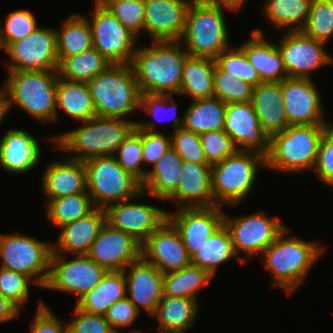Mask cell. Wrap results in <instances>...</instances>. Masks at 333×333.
Instances as JSON below:
<instances>
[{
  "label": "cell",
  "mask_w": 333,
  "mask_h": 333,
  "mask_svg": "<svg viewBox=\"0 0 333 333\" xmlns=\"http://www.w3.org/2000/svg\"><path fill=\"white\" fill-rule=\"evenodd\" d=\"M180 44V40H163L136 47L131 66L141 93L179 94L183 63L189 56Z\"/></svg>",
  "instance_id": "6da1fadb"
},
{
  "label": "cell",
  "mask_w": 333,
  "mask_h": 333,
  "mask_svg": "<svg viewBox=\"0 0 333 333\" xmlns=\"http://www.w3.org/2000/svg\"><path fill=\"white\" fill-rule=\"evenodd\" d=\"M82 126L51 139L56 149L71 152L76 155L66 156L77 161L85 162L89 159L115 155L119 145L136 128V122L123 118L94 117L82 121Z\"/></svg>",
  "instance_id": "7a4b0ae2"
},
{
  "label": "cell",
  "mask_w": 333,
  "mask_h": 333,
  "mask_svg": "<svg viewBox=\"0 0 333 333\" xmlns=\"http://www.w3.org/2000/svg\"><path fill=\"white\" fill-rule=\"evenodd\" d=\"M286 227L262 253L265 268L270 271L273 286L280 287L287 294L294 292L309 274L316 260L324 252L317 242L304 241L289 236Z\"/></svg>",
  "instance_id": "3957f363"
},
{
  "label": "cell",
  "mask_w": 333,
  "mask_h": 333,
  "mask_svg": "<svg viewBox=\"0 0 333 333\" xmlns=\"http://www.w3.org/2000/svg\"><path fill=\"white\" fill-rule=\"evenodd\" d=\"M224 8L235 10L218 3L193 0L187 13L185 32L180 39L189 56L215 60L229 48Z\"/></svg>",
  "instance_id": "277c9868"
},
{
  "label": "cell",
  "mask_w": 333,
  "mask_h": 333,
  "mask_svg": "<svg viewBox=\"0 0 333 333\" xmlns=\"http://www.w3.org/2000/svg\"><path fill=\"white\" fill-rule=\"evenodd\" d=\"M86 84L98 117L125 119L140 108L142 93L131 64H111Z\"/></svg>",
  "instance_id": "5b68a950"
},
{
  "label": "cell",
  "mask_w": 333,
  "mask_h": 333,
  "mask_svg": "<svg viewBox=\"0 0 333 333\" xmlns=\"http://www.w3.org/2000/svg\"><path fill=\"white\" fill-rule=\"evenodd\" d=\"M8 72L2 89L9 108L16 104L33 119L55 122L58 70Z\"/></svg>",
  "instance_id": "8992f818"
},
{
  "label": "cell",
  "mask_w": 333,
  "mask_h": 333,
  "mask_svg": "<svg viewBox=\"0 0 333 333\" xmlns=\"http://www.w3.org/2000/svg\"><path fill=\"white\" fill-rule=\"evenodd\" d=\"M330 125H289L271 136L266 167L278 172L314 169L319 144Z\"/></svg>",
  "instance_id": "52a82bcc"
},
{
  "label": "cell",
  "mask_w": 333,
  "mask_h": 333,
  "mask_svg": "<svg viewBox=\"0 0 333 333\" xmlns=\"http://www.w3.org/2000/svg\"><path fill=\"white\" fill-rule=\"evenodd\" d=\"M260 167H266L265 157L260 153L244 150H238L211 166L215 206H234L244 201L243 198L253 189Z\"/></svg>",
  "instance_id": "ba28073f"
},
{
  "label": "cell",
  "mask_w": 333,
  "mask_h": 333,
  "mask_svg": "<svg viewBox=\"0 0 333 333\" xmlns=\"http://www.w3.org/2000/svg\"><path fill=\"white\" fill-rule=\"evenodd\" d=\"M84 164L87 172V192L95 207L105 209L110 204L144 195L142 183L125 171L114 155L92 158Z\"/></svg>",
  "instance_id": "9c48e42d"
},
{
  "label": "cell",
  "mask_w": 333,
  "mask_h": 333,
  "mask_svg": "<svg viewBox=\"0 0 333 333\" xmlns=\"http://www.w3.org/2000/svg\"><path fill=\"white\" fill-rule=\"evenodd\" d=\"M52 252L53 243L18 233L0 234V267L30 277L40 288L47 283Z\"/></svg>",
  "instance_id": "30bf717a"
},
{
  "label": "cell",
  "mask_w": 333,
  "mask_h": 333,
  "mask_svg": "<svg viewBox=\"0 0 333 333\" xmlns=\"http://www.w3.org/2000/svg\"><path fill=\"white\" fill-rule=\"evenodd\" d=\"M65 261V255L52 253L50 271L44 288L74 294L79 298L95 288L108 272L88 255H74Z\"/></svg>",
  "instance_id": "8fae6325"
},
{
  "label": "cell",
  "mask_w": 333,
  "mask_h": 333,
  "mask_svg": "<svg viewBox=\"0 0 333 333\" xmlns=\"http://www.w3.org/2000/svg\"><path fill=\"white\" fill-rule=\"evenodd\" d=\"M4 51L11 57L6 62L7 71L58 70L57 33L54 29L39 26L23 39L9 44Z\"/></svg>",
  "instance_id": "7c38bea8"
},
{
  "label": "cell",
  "mask_w": 333,
  "mask_h": 333,
  "mask_svg": "<svg viewBox=\"0 0 333 333\" xmlns=\"http://www.w3.org/2000/svg\"><path fill=\"white\" fill-rule=\"evenodd\" d=\"M224 224L229 229L234 249L240 263H246L239 257V251L252 258L272 244L278 235L286 228L280 223L279 217H268L261 211L245 216L229 217L226 213Z\"/></svg>",
  "instance_id": "4fadbf2b"
},
{
  "label": "cell",
  "mask_w": 333,
  "mask_h": 333,
  "mask_svg": "<svg viewBox=\"0 0 333 333\" xmlns=\"http://www.w3.org/2000/svg\"><path fill=\"white\" fill-rule=\"evenodd\" d=\"M93 10V17L88 20L93 48L112 64H131L136 51V36L105 6L94 4Z\"/></svg>",
  "instance_id": "5bb4252c"
},
{
  "label": "cell",
  "mask_w": 333,
  "mask_h": 333,
  "mask_svg": "<svg viewBox=\"0 0 333 333\" xmlns=\"http://www.w3.org/2000/svg\"><path fill=\"white\" fill-rule=\"evenodd\" d=\"M283 34L277 47L289 78H310L315 69L333 62L325 51V42L309 38L302 31H286Z\"/></svg>",
  "instance_id": "9a60e30c"
},
{
  "label": "cell",
  "mask_w": 333,
  "mask_h": 333,
  "mask_svg": "<svg viewBox=\"0 0 333 333\" xmlns=\"http://www.w3.org/2000/svg\"><path fill=\"white\" fill-rule=\"evenodd\" d=\"M223 131L234 141L238 150L254 151L264 157L270 152L271 136L260 125L251 102L226 104Z\"/></svg>",
  "instance_id": "2e32d148"
},
{
  "label": "cell",
  "mask_w": 333,
  "mask_h": 333,
  "mask_svg": "<svg viewBox=\"0 0 333 333\" xmlns=\"http://www.w3.org/2000/svg\"><path fill=\"white\" fill-rule=\"evenodd\" d=\"M131 200L134 199L108 205L105 208L106 222L142 244L167 220L168 211Z\"/></svg>",
  "instance_id": "e0dca14e"
},
{
  "label": "cell",
  "mask_w": 333,
  "mask_h": 333,
  "mask_svg": "<svg viewBox=\"0 0 333 333\" xmlns=\"http://www.w3.org/2000/svg\"><path fill=\"white\" fill-rule=\"evenodd\" d=\"M284 109L289 125H330L324 120L320 93L312 78L282 81Z\"/></svg>",
  "instance_id": "ac0fdd59"
},
{
  "label": "cell",
  "mask_w": 333,
  "mask_h": 333,
  "mask_svg": "<svg viewBox=\"0 0 333 333\" xmlns=\"http://www.w3.org/2000/svg\"><path fill=\"white\" fill-rule=\"evenodd\" d=\"M221 209L213 206L167 212V220L179 232L190 257L224 224L225 213Z\"/></svg>",
  "instance_id": "d6986e66"
},
{
  "label": "cell",
  "mask_w": 333,
  "mask_h": 333,
  "mask_svg": "<svg viewBox=\"0 0 333 333\" xmlns=\"http://www.w3.org/2000/svg\"><path fill=\"white\" fill-rule=\"evenodd\" d=\"M141 247L134 237L106 222L87 255L107 271H123L141 257Z\"/></svg>",
  "instance_id": "ffe728a7"
},
{
  "label": "cell",
  "mask_w": 333,
  "mask_h": 333,
  "mask_svg": "<svg viewBox=\"0 0 333 333\" xmlns=\"http://www.w3.org/2000/svg\"><path fill=\"white\" fill-rule=\"evenodd\" d=\"M141 256L163 274L179 271L191 264L179 232L168 220L142 243Z\"/></svg>",
  "instance_id": "44dd1931"
},
{
  "label": "cell",
  "mask_w": 333,
  "mask_h": 333,
  "mask_svg": "<svg viewBox=\"0 0 333 333\" xmlns=\"http://www.w3.org/2000/svg\"><path fill=\"white\" fill-rule=\"evenodd\" d=\"M193 0H144V31L152 41L180 40Z\"/></svg>",
  "instance_id": "7402d4cb"
},
{
  "label": "cell",
  "mask_w": 333,
  "mask_h": 333,
  "mask_svg": "<svg viewBox=\"0 0 333 333\" xmlns=\"http://www.w3.org/2000/svg\"><path fill=\"white\" fill-rule=\"evenodd\" d=\"M128 270L127 272H125ZM126 295L137 310L145 309L151 316L163 298L164 274L142 256L124 270ZM142 308V309H141Z\"/></svg>",
  "instance_id": "603a6c76"
},
{
  "label": "cell",
  "mask_w": 333,
  "mask_h": 333,
  "mask_svg": "<svg viewBox=\"0 0 333 333\" xmlns=\"http://www.w3.org/2000/svg\"><path fill=\"white\" fill-rule=\"evenodd\" d=\"M176 192L168 199L180 208L215 206L212 193L211 166L183 161Z\"/></svg>",
  "instance_id": "cb8c5ba5"
},
{
  "label": "cell",
  "mask_w": 333,
  "mask_h": 333,
  "mask_svg": "<svg viewBox=\"0 0 333 333\" xmlns=\"http://www.w3.org/2000/svg\"><path fill=\"white\" fill-rule=\"evenodd\" d=\"M42 182L43 193L47 196L46 203L63 196L88 193L84 162L69 157L62 162H49Z\"/></svg>",
  "instance_id": "d4e9b609"
},
{
  "label": "cell",
  "mask_w": 333,
  "mask_h": 333,
  "mask_svg": "<svg viewBox=\"0 0 333 333\" xmlns=\"http://www.w3.org/2000/svg\"><path fill=\"white\" fill-rule=\"evenodd\" d=\"M105 223V209L96 207L88 215L63 225L52 253L87 255Z\"/></svg>",
  "instance_id": "484cf974"
},
{
  "label": "cell",
  "mask_w": 333,
  "mask_h": 333,
  "mask_svg": "<svg viewBox=\"0 0 333 333\" xmlns=\"http://www.w3.org/2000/svg\"><path fill=\"white\" fill-rule=\"evenodd\" d=\"M40 144L25 130H9L0 140V165L11 173L32 170L40 159Z\"/></svg>",
  "instance_id": "4316f807"
},
{
  "label": "cell",
  "mask_w": 333,
  "mask_h": 333,
  "mask_svg": "<svg viewBox=\"0 0 333 333\" xmlns=\"http://www.w3.org/2000/svg\"><path fill=\"white\" fill-rule=\"evenodd\" d=\"M261 29H254L251 37L240 47L256 69L261 82H282L288 78L282 54L277 44L266 40Z\"/></svg>",
  "instance_id": "83f0119b"
},
{
  "label": "cell",
  "mask_w": 333,
  "mask_h": 333,
  "mask_svg": "<svg viewBox=\"0 0 333 333\" xmlns=\"http://www.w3.org/2000/svg\"><path fill=\"white\" fill-rule=\"evenodd\" d=\"M254 111L262 128L270 135L289 126L284 109L282 82H261L253 89Z\"/></svg>",
  "instance_id": "f1b7e54d"
},
{
  "label": "cell",
  "mask_w": 333,
  "mask_h": 333,
  "mask_svg": "<svg viewBox=\"0 0 333 333\" xmlns=\"http://www.w3.org/2000/svg\"><path fill=\"white\" fill-rule=\"evenodd\" d=\"M182 163V158L170 147L147 172L142 183L144 195L168 200L176 192Z\"/></svg>",
  "instance_id": "f546056e"
},
{
  "label": "cell",
  "mask_w": 333,
  "mask_h": 333,
  "mask_svg": "<svg viewBox=\"0 0 333 333\" xmlns=\"http://www.w3.org/2000/svg\"><path fill=\"white\" fill-rule=\"evenodd\" d=\"M198 305L192 298L163 296L152 317L157 319L160 333H184L197 320Z\"/></svg>",
  "instance_id": "4dcf8cb0"
},
{
  "label": "cell",
  "mask_w": 333,
  "mask_h": 333,
  "mask_svg": "<svg viewBox=\"0 0 333 333\" xmlns=\"http://www.w3.org/2000/svg\"><path fill=\"white\" fill-rule=\"evenodd\" d=\"M126 295L124 271H108L100 283L81 297L75 306L90 314L105 315L113 303Z\"/></svg>",
  "instance_id": "1f68e13d"
},
{
  "label": "cell",
  "mask_w": 333,
  "mask_h": 333,
  "mask_svg": "<svg viewBox=\"0 0 333 333\" xmlns=\"http://www.w3.org/2000/svg\"><path fill=\"white\" fill-rule=\"evenodd\" d=\"M215 60L188 56L182 67L180 95L192 101L214 97Z\"/></svg>",
  "instance_id": "d6a6232c"
},
{
  "label": "cell",
  "mask_w": 333,
  "mask_h": 333,
  "mask_svg": "<svg viewBox=\"0 0 333 333\" xmlns=\"http://www.w3.org/2000/svg\"><path fill=\"white\" fill-rule=\"evenodd\" d=\"M58 107L76 121H87L96 117L93 100L86 83L58 78L56 90V120Z\"/></svg>",
  "instance_id": "836d02e7"
},
{
  "label": "cell",
  "mask_w": 333,
  "mask_h": 333,
  "mask_svg": "<svg viewBox=\"0 0 333 333\" xmlns=\"http://www.w3.org/2000/svg\"><path fill=\"white\" fill-rule=\"evenodd\" d=\"M183 128L202 134L206 131L223 130L226 103L217 97L194 100L184 113Z\"/></svg>",
  "instance_id": "e575fe53"
},
{
  "label": "cell",
  "mask_w": 333,
  "mask_h": 333,
  "mask_svg": "<svg viewBox=\"0 0 333 333\" xmlns=\"http://www.w3.org/2000/svg\"><path fill=\"white\" fill-rule=\"evenodd\" d=\"M237 254L234 249L229 229L223 224L205 243L191 256V264L208 271L213 277L222 263L231 260Z\"/></svg>",
  "instance_id": "d590c367"
},
{
  "label": "cell",
  "mask_w": 333,
  "mask_h": 333,
  "mask_svg": "<svg viewBox=\"0 0 333 333\" xmlns=\"http://www.w3.org/2000/svg\"><path fill=\"white\" fill-rule=\"evenodd\" d=\"M60 29H56L59 63L93 47L91 27L83 15H70Z\"/></svg>",
  "instance_id": "8d00e7d4"
},
{
  "label": "cell",
  "mask_w": 333,
  "mask_h": 333,
  "mask_svg": "<svg viewBox=\"0 0 333 333\" xmlns=\"http://www.w3.org/2000/svg\"><path fill=\"white\" fill-rule=\"evenodd\" d=\"M111 64L92 47L77 55L64 58L58 65V75L63 80L87 83Z\"/></svg>",
  "instance_id": "74e56055"
},
{
  "label": "cell",
  "mask_w": 333,
  "mask_h": 333,
  "mask_svg": "<svg viewBox=\"0 0 333 333\" xmlns=\"http://www.w3.org/2000/svg\"><path fill=\"white\" fill-rule=\"evenodd\" d=\"M312 0H266L263 13L276 28L302 31L308 21Z\"/></svg>",
  "instance_id": "f35d334b"
},
{
  "label": "cell",
  "mask_w": 333,
  "mask_h": 333,
  "mask_svg": "<svg viewBox=\"0 0 333 333\" xmlns=\"http://www.w3.org/2000/svg\"><path fill=\"white\" fill-rule=\"evenodd\" d=\"M213 276L205 269L190 264L179 271L164 274L163 296L198 299V290L210 284Z\"/></svg>",
  "instance_id": "ab89813d"
},
{
  "label": "cell",
  "mask_w": 333,
  "mask_h": 333,
  "mask_svg": "<svg viewBox=\"0 0 333 333\" xmlns=\"http://www.w3.org/2000/svg\"><path fill=\"white\" fill-rule=\"evenodd\" d=\"M47 204V219L59 228L88 215L96 208L88 193L63 196Z\"/></svg>",
  "instance_id": "60d3db41"
},
{
  "label": "cell",
  "mask_w": 333,
  "mask_h": 333,
  "mask_svg": "<svg viewBox=\"0 0 333 333\" xmlns=\"http://www.w3.org/2000/svg\"><path fill=\"white\" fill-rule=\"evenodd\" d=\"M116 153L118 155H116ZM114 157L119 165L127 172L131 173L141 183L146 178L147 172L143 169V146L142 130L137 127L132 133L119 145Z\"/></svg>",
  "instance_id": "b9f144b4"
},
{
  "label": "cell",
  "mask_w": 333,
  "mask_h": 333,
  "mask_svg": "<svg viewBox=\"0 0 333 333\" xmlns=\"http://www.w3.org/2000/svg\"><path fill=\"white\" fill-rule=\"evenodd\" d=\"M214 97L219 98L223 102H251L254 86L238 79L237 76L223 71L215 64L214 74Z\"/></svg>",
  "instance_id": "7bdbcfd3"
},
{
  "label": "cell",
  "mask_w": 333,
  "mask_h": 333,
  "mask_svg": "<svg viewBox=\"0 0 333 333\" xmlns=\"http://www.w3.org/2000/svg\"><path fill=\"white\" fill-rule=\"evenodd\" d=\"M302 32L327 43L333 36V0H312L308 21Z\"/></svg>",
  "instance_id": "ee69618b"
},
{
  "label": "cell",
  "mask_w": 333,
  "mask_h": 333,
  "mask_svg": "<svg viewBox=\"0 0 333 333\" xmlns=\"http://www.w3.org/2000/svg\"><path fill=\"white\" fill-rule=\"evenodd\" d=\"M215 62L223 71L237 76L238 79L254 87L261 83L256 69L248 61L241 47L227 48L217 56Z\"/></svg>",
  "instance_id": "f6af8a7d"
},
{
  "label": "cell",
  "mask_w": 333,
  "mask_h": 333,
  "mask_svg": "<svg viewBox=\"0 0 333 333\" xmlns=\"http://www.w3.org/2000/svg\"><path fill=\"white\" fill-rule=\"evenodd\" d=\"M34 14L29 10H15L8 13L4 27L0 24V42L5 49L9 44L17 42L29 33L34 32L39 26Z\"/></svg>",
  "instance_id": "bcb514c9"
},
{
  "label": "cell",
  "mask_w": 333,
  "mask_h": 333,
  "mask_svg": "<svg viewBox=\"0 0 333 333\" xmlns=\"http://www.w3.org/2000/svg\"><path fill=\"white\" fill-rule=\"evenodd\" d=\"M105 7L136 37L144 30V0H112Z\"/></svg>",
  "instance_id": "7dc6e473"
},
{
  "label": "cell",
  "mask_w": 333,
  "mask_h": 333,
  "mask_svg": "<svg viewBox=\"0 0 333 333\" xmlns=\"http://www.w3.org/2000/svg\"><path fill=\"white\" fill-rule=\"evenodd\" d=\"M30 285L37 286L30 277L0 267V293L14 303L20 310L29 299Z\"/></svg>",
  "instance_id": "c3c4849f"
},
{
  "label": "cell",
  "mask_w": 333,
  "mask_h": 333,
  "mask_svg": "<svg viewBox=\"0 0 333 333\" xmlns=\"http://www.w3.org/2000/svg\"><path fill=\"white\" fill-rule=\"evenodd\" d=\"M207 163L213 166L238 151L234 141L223 131H206L200 134Z\"/></svg>",
  "instance_id": "681fc988"
},
{
  "label": "cell",
  "mask_w": 333,
  "mask_h": 333,
  "mask_svg": "<svg viewBox=\"0 0 333 333\" xmlns=\"http://www.w3.org/2000/svg\"><path fill=\"white\" fill-rule=\"evenodd\" d=\"M153 124L151 121L136 122V127L142 130L143 163L150 165H155L171 147V136L155 131Z\"/></svg>",
  "instance_id": "f907efd6"
},
{
  "label": "cell",
  "mask_w": 333,
  "mask_h": 333,
  "mask_svg": "<svg viewBox=\"0 0 333 333\" xmlns=\"http://www.w3.org/2000/svg\"><path fill=\"white\" fill-rule=\"evenodd\" d=\"M171 147L183 161L208 164L200 140V135L186 129L174 130L171 135Z\"/></svg>",
  "instance_id": "816d5d0a"
},
{
  "label": "cell",
  "mask_w": 333,
  "mask_h": 333,
  "mask_svg": "<svg viewBox=\"0 0 333 333\" xmlns=\"http://www.w3.org/2000/svg\"><path fill=\"white\" fill-rule=\"evenodd\" d=\"M170 103V104H168ZM140 109L145 111L146 113H151L156 120L162 121L161 119V113L163 111L169 112V111H175L172 115V122L173 126H175L174 130L176 131L179 128L183 127L184 124V116L181 118L176 117V109L177 105L174 103V99L171 95H161V94H149V93H142L141 94V101H140ZM170 115V113H169Z\"/></svg>",
  "instance_id": "f5cc1de1"
},
{
  "label": "cell",
  "mask_w": 333,
  "mask_h": 333,
  "mask_svg": "<svg viewBox=\"0 0 333 333\" xmlns=\"http://www.w3.org/2000/svg\"><path fill=\"white\" fill-rule=\"evenodd\" d=\"M319 180L333 187V124L324 132L314 169Z\"/></svg>",
  "instance_id": "db71d44e"
},
{
  "label": "cell",
  "mask_w": 333,
  "mask_h": 333,
  "mask_svg": "<svg viewBox=\"0 0 333 333\" xmlns=\"http://www.w3.org/2000/svg\"><path fill=\"white\" fill-rule=\"evenodd\" d=\"M75 317L67 322L69 333H115L105 315L90 314L74 308Z\"/></svg>",
  "instance_id": "11a10c76"
},
{
  "label": "cell",
  "mask_w": 333,
  "mask_h": 333,
  "mask_svg": "<svg viewBox=\"0 0 333 333\" xmlns=\"http://www.w3.org/2000/svg\"><path fill=\"white\" fill-rule=\"evenodd\" d=\"M136 306L126 296L125 298L113 303L105 314L111 329L116 333L119 328H129L139 316Z\"/></svg>",
  "instance_id": "9f6ffc18"
},
{
  "label": "cell",
  "mask_w": 333,
  "mask_h": 333,
  "mask_svg": "<svg viewBox=\"0 0 333 333\" xmlns=\"http://www.w3.org/2000/svg\"><path fill=\"white\" fill-rule=\"evenodd\" d=\"M35 319L31 325L30 333H69L68 323L58 319L50 308L38 300Z\"/></svg>",
  "instance_id": "6f0895ef"
},
{
  "label": "cell",
  "mask_w": 333,
  "mask_h": 333,
  "mask_svg": "<svg viewBox=\"0 0 333 333\" xmlns=\"http://www.w3.org/2000/svg\"><path fill=\"white\" fill-rule=\"evenodd\" d=\"M20 309L0 293V324L19 318Z\"/></svg>",
  "instance_id": "680465c9"
},
{
  "label": "cell",
  "mask_w": 333,
  "mask_h": 333,
  "mask_svg": "<svg viewBox=\"0 0 333 333\" xmlns=\"http://www.w3.org/2000/svg\"><path fill=\"white\" fill-rule=\"evenodd\" d=\"M11 110L8 106V100L7 96L4 92V90L1 88L0 89V125L2 121L4 120L5 116L7 113Z\"/></svg>",
  "instance_id": "91938a15"
},
{
  "label": "cell",
  "mask_w": 333,
  "mask_h": 333,
  "mask_svg": "<svg viewBox=\"0 0 333 333\" xmlns=\"http://www.w3.org/2000/svg\"><path fill=\"white\" fill-rule=\"evenodd\" d=\"M205 1L226 5L232 7L233 9H235V11L240 9L242 5L246 3L245 0H205Z\"/></svg>",
  "instance_id": "94428289"
},
{
  "label": "cell",
  "mask_w": 333,
  "mask_h": 333,
  "mask_svg": "<svg viewBox=\"0 0 333 333\" xmlns=\"http://www.w3.org/2000/svg\"><path fill=\"white\" fill-rule=\"evenodd\" d=\"M95 1V5H99V6H105L108 2L112 1V0H94Z\"/></svg>",
  "instance_id": "6125c7cd"
},
{
  "label": "cell",
  "mask_w": 333,
  "mask_h": 333,
  "mask_svg": "<svg viewBox=\"0 0 333 333\" xmlns=\"http://www.w3.org/2000/svg\"><path fill=\"white\" fill-rule=\"evenodd\" d=\"M116 333H121L120 331H117ZM130 333V332H129ZM131 333H144V332H140V330H133V332L131 331Z\"/></svg>",
  "instance_id": "be15d7a7"
}]
</instances>
